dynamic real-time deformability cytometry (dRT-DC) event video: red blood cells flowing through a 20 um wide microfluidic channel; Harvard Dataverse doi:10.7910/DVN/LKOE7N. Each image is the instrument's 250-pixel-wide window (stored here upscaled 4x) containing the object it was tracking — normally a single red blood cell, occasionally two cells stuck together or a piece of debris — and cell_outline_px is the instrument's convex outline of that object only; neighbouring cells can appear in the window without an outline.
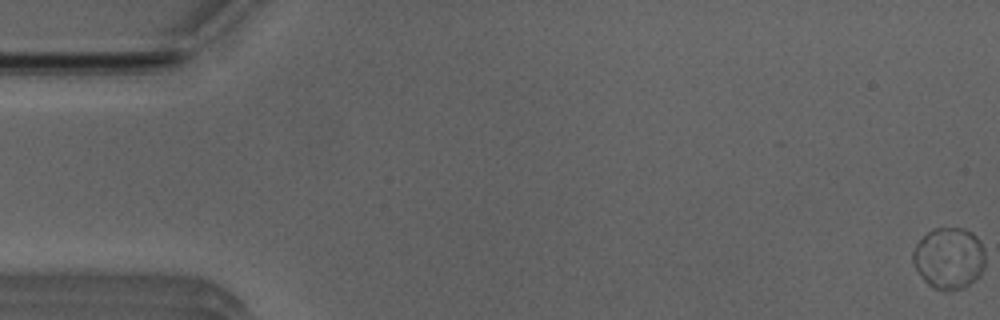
{"species": "Egyptian fruit bat (a non-hibernating species)", "species_latin": "Rousettus aegyptiacus", "temperature_condition": "room temperature", "stored_images_in_passage": 31, "camera_frame_rate_fps": 3000, "um_per_image_px": 0.085, "animal": {"sex": "male"}, "frame": {"image": 1, "passage_image": 1, "time_ms": 0.0, "image_size_px": [1000, 320], "cell_outline_px": [[984, 268], [980, 276], [964, 288], [948, 292], [932, 288], [920, 276], [912, 260], [912, 252], [916, 244], [928, 232], [936, 228], [964, 228], [972, 232], [976, 236], [984, 248]], "centroid_in_image_um": [80.67, 21.97], "position_along_channel_um": 4.3, "area_um2": 26.18}}
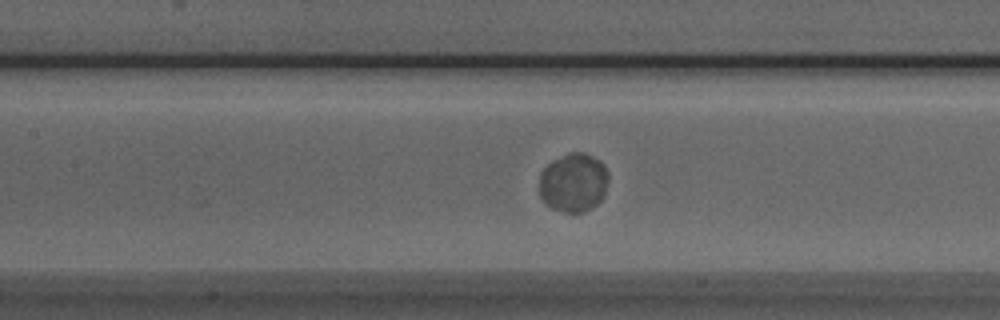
{"frame": {"image": 2, "passage_image": 25, "time_ms": 8.0, "image_size_px": [1000, 320], "cell_outline_px": [[608, 180], [604, 192], [600, 200], [592, 208], [584, 212], [564, 212], [552, 208], [544, 204], [540, 196], [540, 172], [548, 164], [572, 152], [584, 152], [600, 160], [604, 164], [608, 176]], "centroid_in_image_um": [48.74, 15.53], "position_along_channel_um": 158.7, "area_um2": 23.58}}
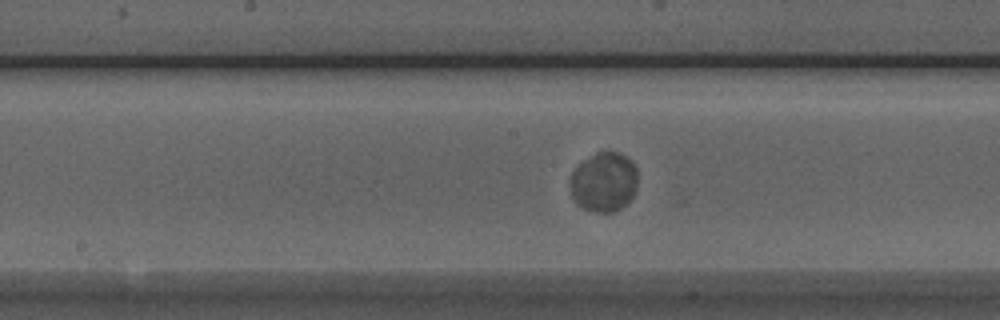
{"frame": {"image": 3, "passage_image": 28, "time_ms": 9.0, "image_size_px": [1000, 320], "cell_outline_px": [[636, 188], [632, 196], [620, 208], [612, 212], [592, 212], [576, 204], [572, 196], [572, 172], [584, 160], [596, 152], [620, 152], [628, 156], [632, 160], [636, 168]], "centroid_in_image_um": [51.35, 15.46], "position_along_channel_um": 196.9, "area_um2": 23.18}}